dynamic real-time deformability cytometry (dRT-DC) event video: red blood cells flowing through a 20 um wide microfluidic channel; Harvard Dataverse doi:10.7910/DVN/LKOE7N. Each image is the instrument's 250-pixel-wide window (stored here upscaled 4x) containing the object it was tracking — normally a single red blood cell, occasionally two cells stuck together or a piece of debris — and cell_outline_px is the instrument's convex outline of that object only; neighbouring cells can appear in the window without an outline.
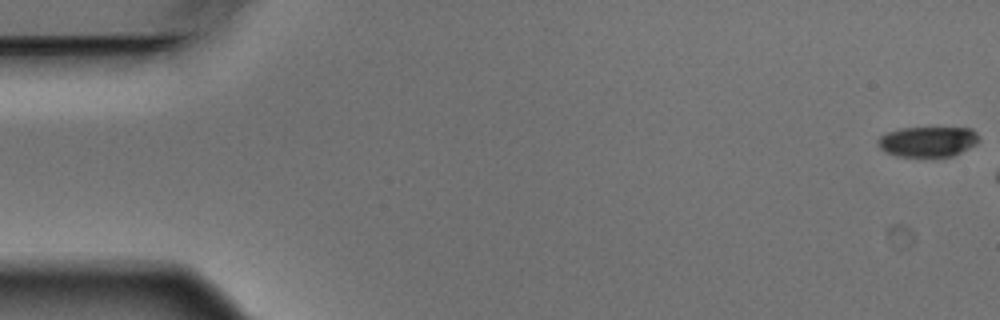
{"species": "Egyptian fruit bat (a non-hibernating species)", "species_latin": "Rousettus aegyptiacus", "temperature_condition": "warm", "stored_images_in_passage": 3, "camera_frame_rate_fps": 3000, "um_per_image_px": 0.085, "animal": {"sex": "male"}, "frame": {"image": 1, "passage_image": 1, "time_ms": 0.0, "image_size_px": [1000, 320], "cell_outline_px": [[980, 140], [976, 144], [952, 156], [900, 156], [884, 152], [876, 144], [876, 140], [880, 136], [888, 132], [900, 128], [972, 128], [976, 132]], "centroid_in_image_um": [78.84, 12.03], "position_along_channel_um": 6.2, "area_um2": 17.8}}